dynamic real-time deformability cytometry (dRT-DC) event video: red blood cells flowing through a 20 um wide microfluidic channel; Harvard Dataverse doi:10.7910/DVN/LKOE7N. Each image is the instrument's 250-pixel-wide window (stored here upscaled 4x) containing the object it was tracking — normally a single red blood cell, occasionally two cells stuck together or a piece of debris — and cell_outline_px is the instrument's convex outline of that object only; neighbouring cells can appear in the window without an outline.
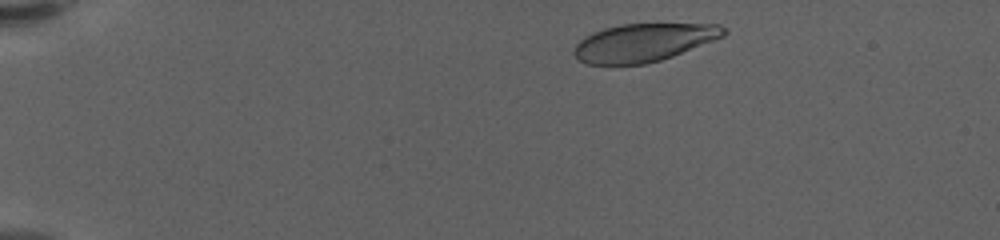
{"species": "human", "species_latin": "Homo sapiens", "temperature_condition": "warm", "stored_images_in_passage": 47, "camera_frame_rate_fps": 3000, "um_per_image_px": 0.085, "donor": {"sex": "female"}, "frame": {"image": 1, "passage_image": 4, "time_ms": 1.0, "image_size_px": [1000, 240], "cell_outline_px": [[728, 32], [724, 36], [672, 56], [660, 60], [644, 64], [588, 64], [580, 60], [572, 52], [576, 44], [584, 36], [592, 32], [604, 28], [620, 24], [720, 24], [728, 28]], "centroid_in_image_um": [54.71, 3.6], "position_along_channel_um": 30.3, "area_um2": 33.06}}
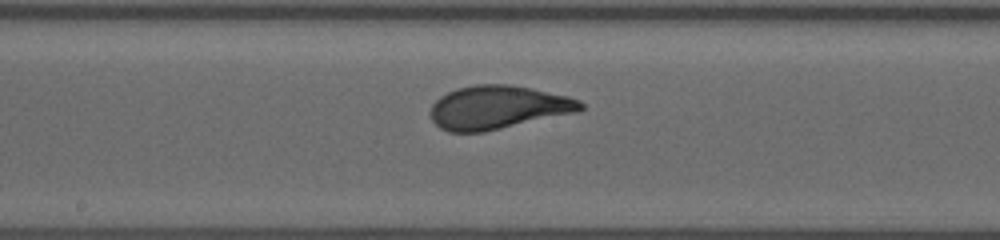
{"frame": {"image": 2, "passage_image": 27, "time_ms": 8.667, "image_size_px": [1000, 240], "cell_outline_px": [[584, 108], [576, 112], [484, 132], [448, 132], [440, 128], [432, 120], [432, 104], [440, 96], [456, 88], [472, 84], [508, 84], [568, 96], [580, 100], [584, 104]], "centroid_in_image_um": [42.31, 9.12], "position_along_channel_um": 205.9, "area_um2": 37.8}}
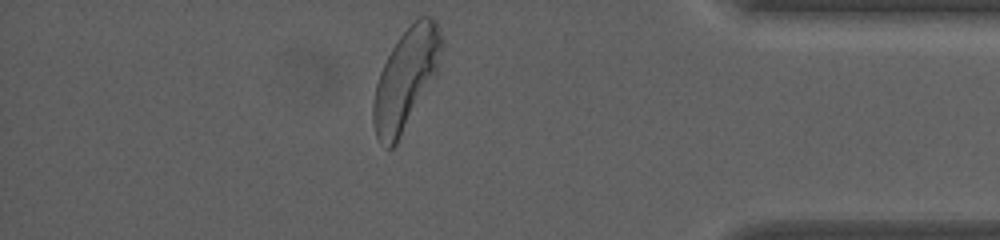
{"frame": {"image": 3, "passage_image": 46, "time_ms": 15.0, "image_size_px": [1000, 240], "cell_outline_px": [[444, 44], [440, 68], [436, 76], [396, 144], [392, 148], [388, 148], [380, 144], [376, 136], [372, 120], [372, 104], [376, 84], [380, 72], [392, 48], [400, 36], [420, 16], [428, 16], [436, 20], [444, 40]], "centroid_in_image_um": [34.53, 6.71], "position_along_channel_um": 400.7, "area_um2": 40.11}, "authors_computed_cell_mechanics": {"area_um2": 37.1076, "velocity_mm_per_s": 3.4786, "shape_relaxation_time_tau1_ms": 3.5559, "shape_relaxation_time_tau2_ms": null, "deformation_change_tau1": 0.1734, "deformation_change_tau2": null}}